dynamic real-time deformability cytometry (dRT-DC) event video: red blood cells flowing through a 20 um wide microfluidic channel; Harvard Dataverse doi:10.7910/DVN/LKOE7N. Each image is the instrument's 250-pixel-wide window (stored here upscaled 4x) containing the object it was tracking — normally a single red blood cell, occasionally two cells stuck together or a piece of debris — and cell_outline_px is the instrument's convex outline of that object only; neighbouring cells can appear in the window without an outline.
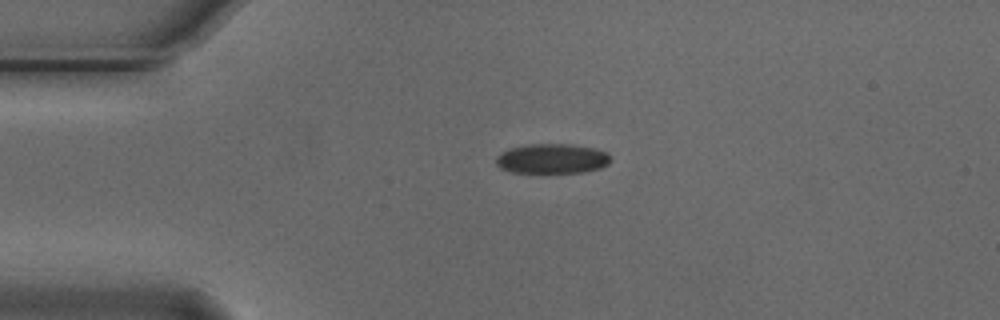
{"species": "Egyptian fruit bat (a non-hibernating species)", "species_latin": "Rousettus aegyptiacus", "temperature_condition": "cold", "stored_images_in_passage": 3, "camera_frame_rate_fps": 3000, "um_per_image_px": 0.085, "animal": {"sex": "male"}, "frame": {"image": 1, "passage_image": 1, "time_ms": 0.0, "image_size_px": [1000, 320], "cell_outline_px": [[608, 164], [600, 168], [584, 172], [512, 172], [500, 168], [496, 164], [496, 156], [500, 152], [508, 148], [524, 144], [572, 144], [596, 148], [608, 152]], "centroid_in_image_um": [46.89, 13.47], "position_along_channel_um": 38.1, "area_um2": 20.0}}
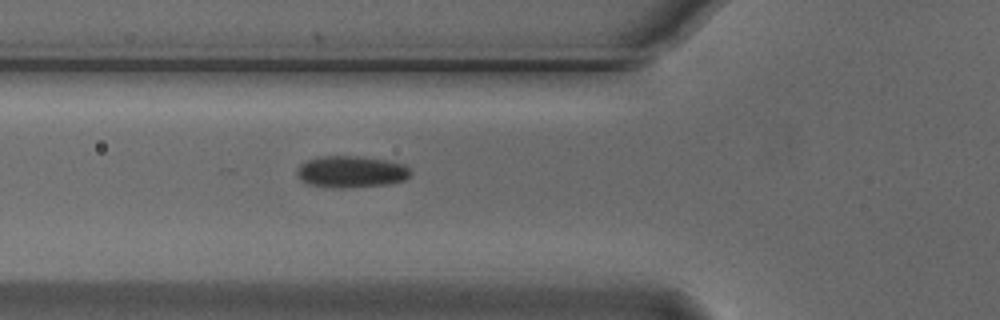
{"frame": {"image": 2, "passage_image": 3, "time_ms": 0.667, "image_size_px": [1000, 320], "cell_outline_px": [[412, 176], [404, 180], [388, 184], [344, 188], [332, 188], [308, 184], [300, 180], [296, 172], [296, 168], [300, 164], [308, 160], [320, 156], [356, 156], [388, 160], [404, 164], [412, 172]], "centroid_in_image_um": [29.85, 14.6], "position_along_channel_um": 96.0, "area_um2": 21.21}}